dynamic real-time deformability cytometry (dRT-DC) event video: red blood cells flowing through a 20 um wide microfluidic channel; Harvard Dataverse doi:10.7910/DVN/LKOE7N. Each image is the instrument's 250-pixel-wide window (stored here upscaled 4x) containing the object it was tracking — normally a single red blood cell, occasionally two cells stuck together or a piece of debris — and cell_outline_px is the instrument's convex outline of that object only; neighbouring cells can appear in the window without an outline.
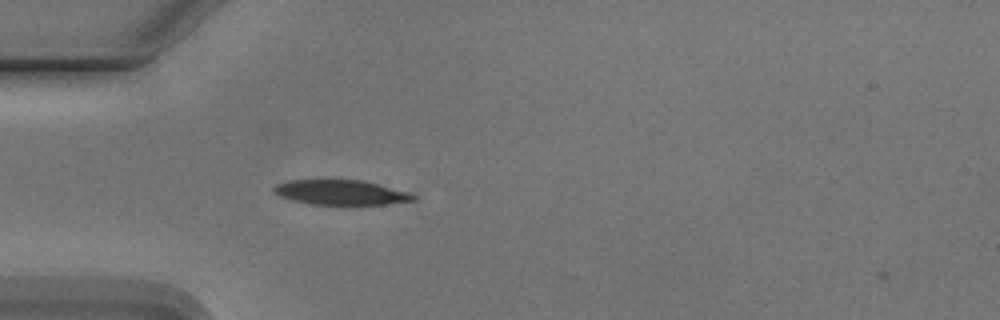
{"species": "Egyptian fruit bat (a non-hibernating species)", "species_latin": "Rousettus aegyptiacus", "temperature_condition": "cold", "stored_images_in_passage": 1, "camera_frame_rate_fps": 3000, "um_per_image_px": 0.085, "animal": {"sex": "male"}, "frame": {"image": 1, "passage_image": 1, "time_ms": 0.0, "image_size_px": [1000, 320], "cell_outline_px": [[416, 200], [384, 204], [348, 208], [312, 204], [292, 200], [280, 196], [272, 192], [272, 188], [276, 184], [288, 180], [364, 180], [412, 192], [416, 196]], "centroid_in_image_um": [29.02, 16.4], "position_along_channel_um": 56.0, "area_um2": 21.33}}